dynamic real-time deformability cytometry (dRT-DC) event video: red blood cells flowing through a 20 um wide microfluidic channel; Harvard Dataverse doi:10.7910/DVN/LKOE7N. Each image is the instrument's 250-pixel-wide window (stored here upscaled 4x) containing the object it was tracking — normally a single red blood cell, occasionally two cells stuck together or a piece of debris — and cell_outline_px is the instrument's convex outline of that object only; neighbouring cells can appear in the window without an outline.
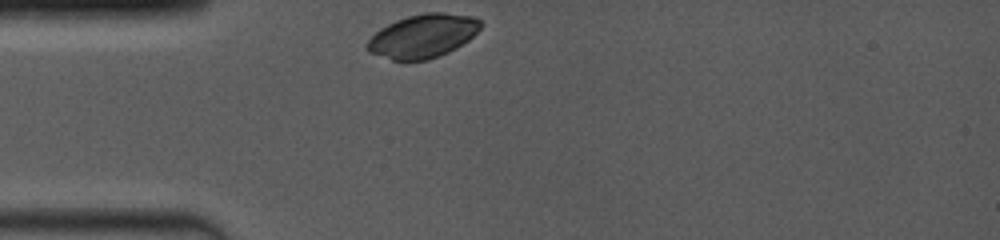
{"species": "common noctule bat (a hibernating species)", "species_latin": "Nyctalus noctula", "temperature_condition": "room temperature", "stored_images_in_passage": 4, "camera_frame_rate_fps": 4000, "um_per_image_px": 0.085, "animal": {"sex": "female", "body_mass_g": 19.0, "forearm_length_mm": 53.3}, "frame": {"image": 1, "passage_image": 1, "time_ms": 0.0, "image_size_px": [1000, 240], "cell_outline_px": [[484, 24], [468, 40], [456, 48], [440, 56], [428, 60], [392, 60], [368, 52], [364, 44], [380, 28], [396, 20], [408, 16], [424, 12], [444, 12], [472, 16], [480, 20]], "centroid_in_image_um": [35.94, 3.06], "position_along_channel_um": 49.1, "area_um2": 28.9}}
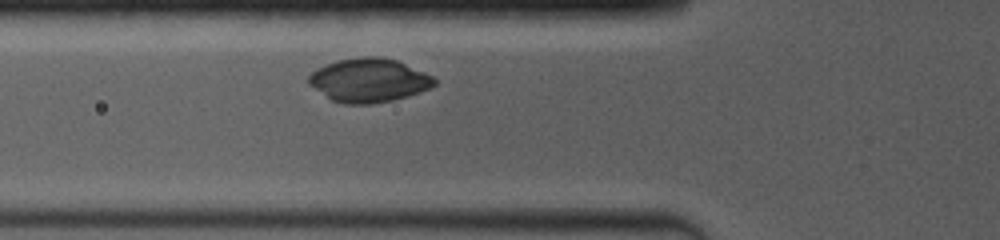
{"frame": {"image": 2, "passage_image": 4, "time_ms": 1.5, "image_size_px": [1000, 240], "cell_outline_px": [[436, 84], [432, 88], [408, 96], [392, 100], [372, 104], [344, 104], [332, 100], [308, 84], [308, 76], [316, 68], [340, 60], [364, 56], [380, 56], [396, 60], [424, 72], [432, 76], [436, 80]], "centroid_in_image_um": [31.37, 6.83], "position_along_channel_um": 94.4, "area_um2": 31.96}}